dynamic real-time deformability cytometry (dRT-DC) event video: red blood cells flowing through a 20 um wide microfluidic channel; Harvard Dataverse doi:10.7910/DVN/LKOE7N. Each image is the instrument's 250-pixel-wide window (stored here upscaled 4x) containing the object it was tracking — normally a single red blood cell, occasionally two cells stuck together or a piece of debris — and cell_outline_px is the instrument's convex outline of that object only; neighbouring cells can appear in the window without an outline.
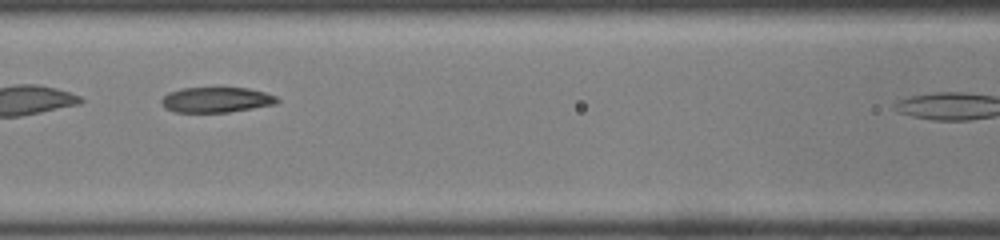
{"species": "common noctule bat (a hibernating species)", "species_latin": "Nyctalus noctula", "temperature_condition": "room temperature", "stored_images_in_passage": 12, "camera_frame_rate_fps": 3000, "um_per_image_px": 0.085, "animal": {"sex": "male", "body_mass_g": 19.0, "forearm_length_mm": 50.8}, "frame": {"image": 1, "passage_image": 6, "time_ms": 1.667, "image_size_px": [1000, 240], "cell_outline_px": [[280, 100], [276, 104], [228, 112], [176, 112], [164, 108], [160, 100], [168, 92], [180, 88], [248, 88], [264, 92], [276, 96]], "centroid_in_image_um": [18.36, 8.48], "position_along_channel_um": 148.2, "area_um2": 17.05}}